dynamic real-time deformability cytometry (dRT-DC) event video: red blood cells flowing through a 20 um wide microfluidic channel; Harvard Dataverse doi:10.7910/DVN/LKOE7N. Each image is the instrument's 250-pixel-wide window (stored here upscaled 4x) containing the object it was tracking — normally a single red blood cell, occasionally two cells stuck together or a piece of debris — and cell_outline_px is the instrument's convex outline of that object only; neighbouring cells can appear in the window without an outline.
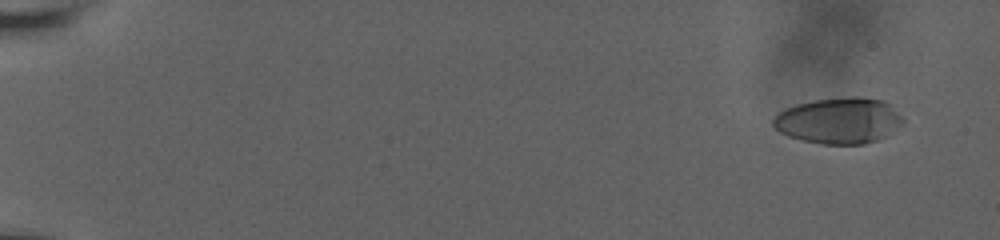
{"species": "human", "species_latin": "Homo sapiens", "temperature_condition": "room temperature", "stored_images_in_passage": 61, "camera_frame_rate_fps": 3000, "um_per_image_px": 0.085, "donor": {"sex": "male"}, "frame": {"image": 1, "passage_image": 5, "time_ms": 1.333, "image_size_px": [1000, 240], "cell_outline_px": [[904, 124], [888, 136], [880, 140], [864, 144], [824, 144], [800, 140], [788, 136], [780, 132], [772, 124], [772, 120], [784, 108], [796, 104], [816, 100], [852, 96], [860, 96], [884, 100], [892, 104], [904, 120]], "centroid_in_image_um": [71.37, 10.25], "position_along_channel_um": 13.6, "area_um2": 35.32}}
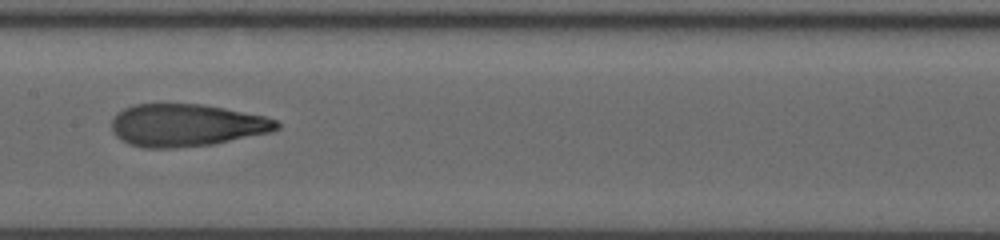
{"frame": {"image": 2, "passage_image": 35, "time_ms": 11.333, "image_size_px": [1000, 240], "cell_outline_px": [[280, 128], [268, 132], [212, 144], [172, 148], [144, 148], [128, 144], [116, 136], [112, 128], [112, 116], [116, 112], [124, 108], [136, 104], [204, 104], [264, 116], [276, 120], [280, 124]], "centroid_in_image_um": [15.79, 10.64], "position_along_channel_um": 191.6, "area_um2": 40.69}}
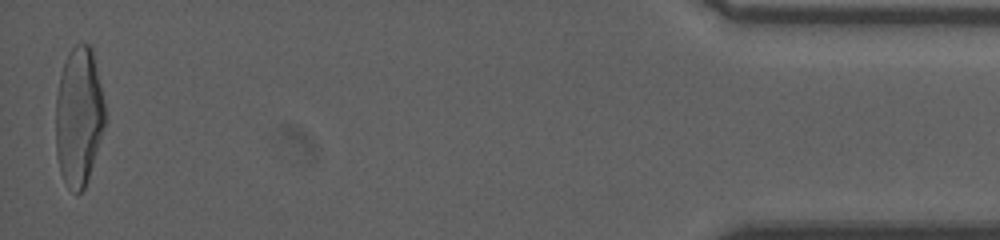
{"frame": {"image": 3, "passage_image": 61, "time_ms": 20.0, "image_size_px": [1000, 240], "cell_outline_px": [[104, 128], [88, 180], [84, 188], [80, 192], [76, 192], [68, 188], [60, 172], [56, 156], [56, 96], [60, 76], [68, 52], [76, 44], [88, 44], [92, 48], [104, 100]], "centroid_in_image_um": [6.69, 9.92], "position_along_channel_um": 428.5, "area_um2": 39.77}, "authors_computed_cell_mechanics": {"area_um2": 39.3618, "velocity_mm_per_s": 3.6649, "shape_relaxation_time_tau1_ms": 4.9955, "shape_relaxation_time_tau2_ms": 2.0687, "deformation_change_tau1": 0.2562, "deformation_change_tau2": 0.0792}}